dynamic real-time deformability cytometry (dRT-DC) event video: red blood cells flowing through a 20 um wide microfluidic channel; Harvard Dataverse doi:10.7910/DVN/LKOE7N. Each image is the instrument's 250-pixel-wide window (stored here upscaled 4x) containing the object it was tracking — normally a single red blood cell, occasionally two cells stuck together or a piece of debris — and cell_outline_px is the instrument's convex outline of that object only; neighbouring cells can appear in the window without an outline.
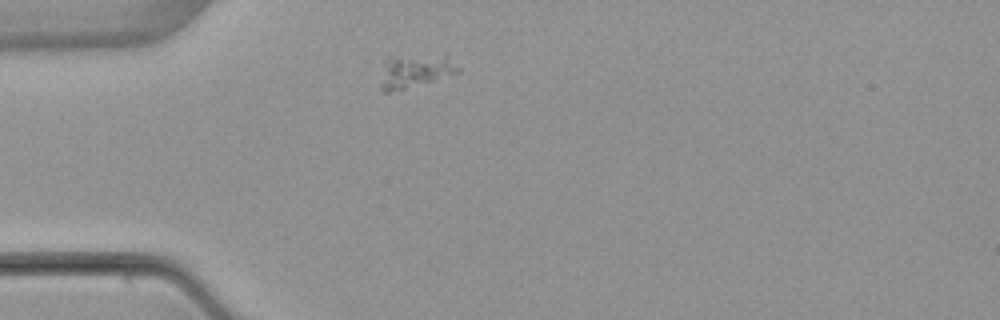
{"species": "common noctule bat (a hibernating species)", "species_latin": "Nyctalus noctula", "temperature_condition": "warm", "stored_images_in_passage": 1, "camera_frame_rate_fps": 3000, "um_per_image_px": 0.085, "animal": {"sex": "female", "body_mass_g": 22.7, "forearm_length_mm": 54.2}, "frame": {"image": 1, "passage_image": 1, "time_ms": 0.0, "image_size_px": [1000, 320], "cell_outline_px": [[460, 72], [404, 88], [388, 92], [384, 92], [380, 88], [380, 84], [384, 64], [388, 56], [444, 52], [448, 52], [460, 68]], "centroid_in_image_um": [35.36, 5.93], "position_along_channel_um": 49.6, "area_um2": 15.61}}